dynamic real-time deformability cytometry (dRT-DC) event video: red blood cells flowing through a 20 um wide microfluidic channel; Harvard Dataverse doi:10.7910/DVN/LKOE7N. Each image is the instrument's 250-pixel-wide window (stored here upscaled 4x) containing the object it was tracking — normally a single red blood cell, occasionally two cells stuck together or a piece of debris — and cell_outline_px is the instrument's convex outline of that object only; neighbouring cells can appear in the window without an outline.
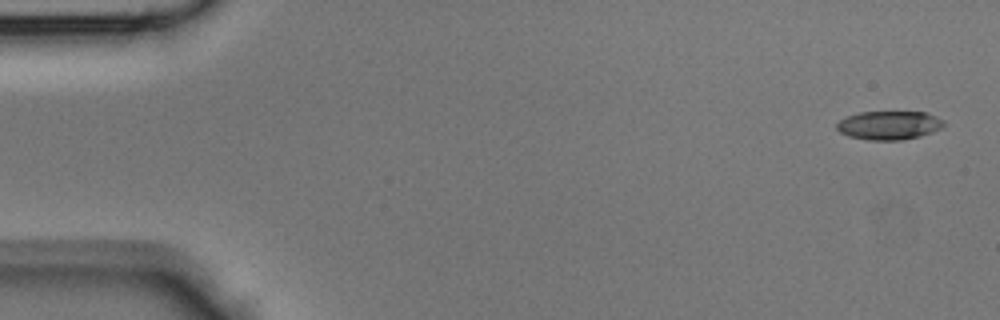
{"species": "Egyptian fruit bat (a non-hibernating species)", "species_latin": "Rousettus aegyptiacus", "temperature_condition": "room temperature", "stored_images_in_passage": 42, "camera_frame_rate_fps": 3000, "um_per_image_px": 0.085, "animal": {"sex": "male"}, "frame": {"image": 1, "passage_image": 1, "time_ms": 0.0, "image_size_px": [1000, 320], "cell_outline_px": [[944, 124], [940, 128], [932, 132], [920, 136], [900, 140], [868, 140], [848, 136], [840, 132], [836, 128], [836, 124], [840, 120], [848, 116], [860, 112], [928, 112], [944, 120]], "centroid_in_image_um": [75.57, 10.65], "position_along_channel_um": 9.4, "area_um2": 17.86}}
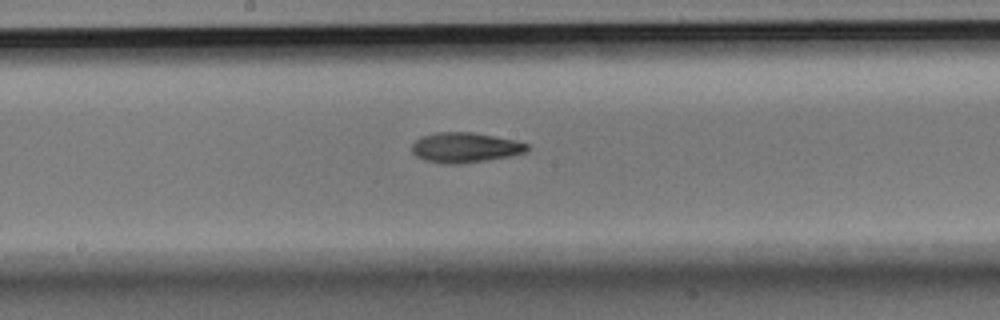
{"frame": {"image": 2, "passage_image": 22, "time_ms": 7.0, "image_size_px": [1000, 320], "cell_outline_px": [[528, 148], [524, 152], [512, 156], [460, 164], [448, 164], [424, 160], [416, 156], [412, 152], [412, 144], [420, 136], [436, 132], [472, 132], [516, 140], [528, 144]], "centroid_in_image_um": [39.51, 12.54], "position_along_channel_um": 208.7, "area_um2": 20.23}}
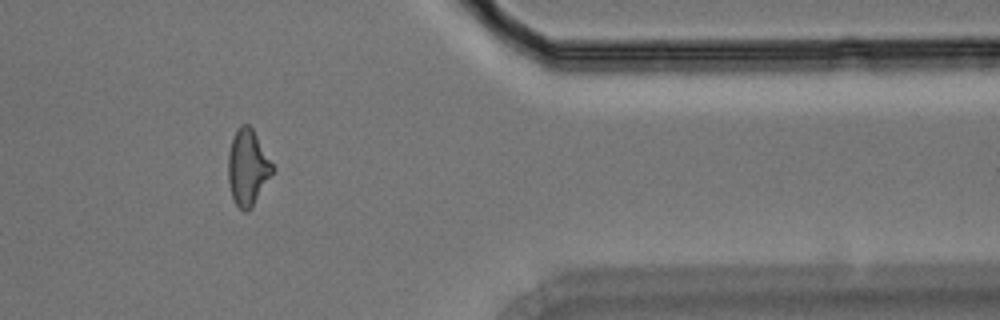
{"frame": {"image": 3, "passage_image": 35, "time_ms": 11.333, "image_size_px": [1000, 320], "cell_outline_px": [[276, 168], [252, 208], [248, 212], [244, 212], [236, 204], [232, 196], [228, 180], [228, 152], [232, 136], [236, 128], [240, 124], [248, 124], [252, 128]], "centroid_in_image_um": [21.06, 14.22], "position_along_channel_um": 390.3, "area_um2": 19.94}}